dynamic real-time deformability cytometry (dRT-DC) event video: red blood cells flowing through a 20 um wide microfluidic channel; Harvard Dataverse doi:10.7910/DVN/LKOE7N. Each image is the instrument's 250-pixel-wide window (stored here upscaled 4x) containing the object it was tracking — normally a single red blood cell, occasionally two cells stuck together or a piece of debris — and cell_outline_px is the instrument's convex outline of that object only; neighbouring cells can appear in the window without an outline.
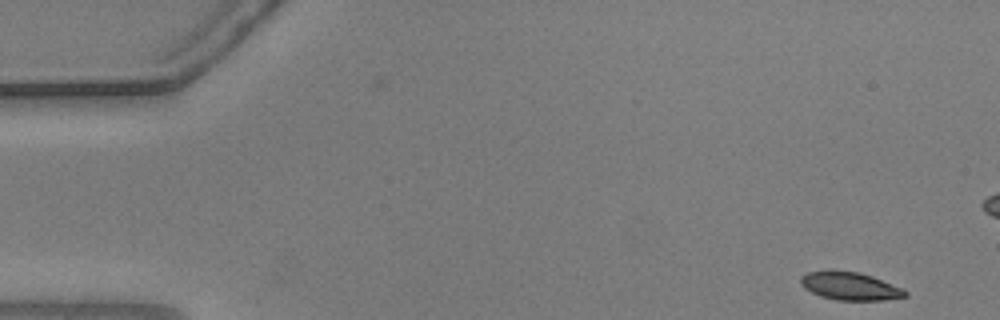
{"species": "common noctule bat (a hibernating species)", "species_latin": "Nyctalus noctula", "temperature_condition": "warm", "stored_images_in_passage": 54, "camera_frame_rate_fps": 3000, "um_per_image_px": 0.085, "animal": {"sex": "male", "body_mass_g": 20.5, "forearm_length_mm": 52.5}, "frame": {"image": 1, "passage_image": 1, "time_ms": 0.0, "image_size_px": [1000, 320], "cell_outline_px": [[908, 296], [884, 300], [836, 300], [820, 296], [804, 288], [800, 284], [800, 276], [808, 272], [828, 268], [832, 268], [860, 272], [872, 276], [904, 288], [908, 292]], "centroid_in_image_um": [72.23, 24.28], "position_along_channel_um": 12.8, "area_um2": 17.63}}
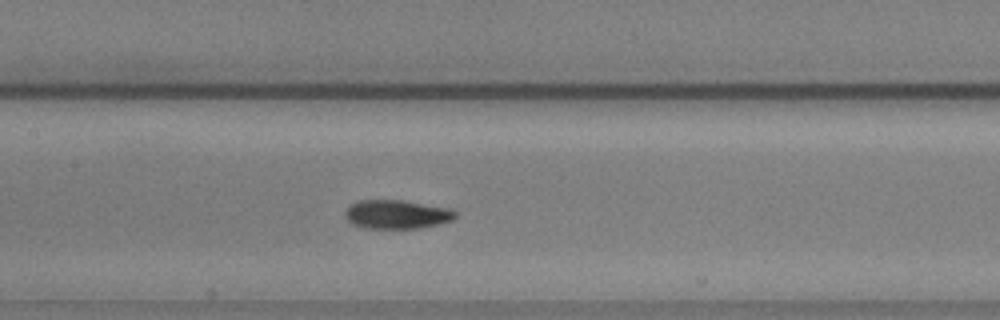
{"frame": {"image": 2, "passage_image": 24, "time_ms": 7.667, "image_size_px": [1000, 320], "cell_outline_px": [[456, 216], [452, 220], [440, 224], [420, 228], [364, 228], [352, 224], [344, 216], [344, 208], [348, 204], [356, 200], [404, 200], [448, 208], [456, 212]], "centroid_in_image_um": [33.66, 18.21], "position_along_channel_um": 173.7, "area_um2": 18.79}}
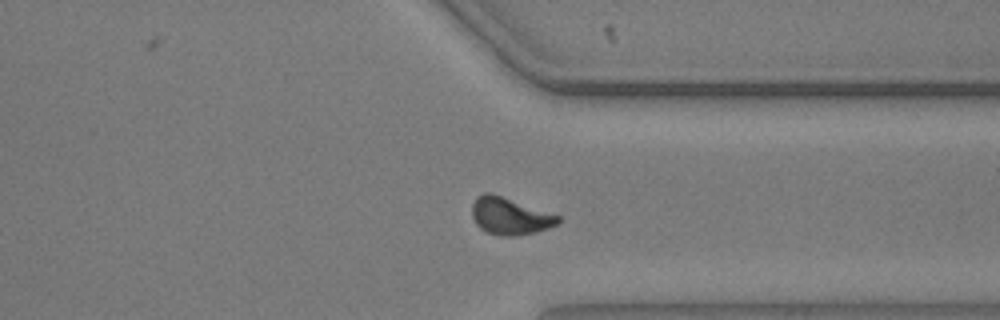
{"frame": {"image": 3, "passage_image": 40, "time_ms": 13.0, "image_size_px": [1000, 320], "cell_outline_px": [[560, 220], [556, 224], [548, 228], [536, 232], [512, 236], [500, 236], [484, 232], [476, 224], [472, 216], [472, 204], [476, 196], [484, 192], [492, 192], [560, 216]], "centroid_in_image_um": [43.29, 18.36], "position_along_channel_um": 368.1, "area_um2": 18.73}, "authors_computed_cell_mechanics": {"area_um2": 18.0047, "velocity_mm_per_s": 3.6667, "shape_relaxation_time_tau1_ms": 3.0985, "shape_relaxation_time_tau2_ms": 2.4956, "deformation_change_tau1": 0.1391, "deformation_change_tau2": 0.0707}}